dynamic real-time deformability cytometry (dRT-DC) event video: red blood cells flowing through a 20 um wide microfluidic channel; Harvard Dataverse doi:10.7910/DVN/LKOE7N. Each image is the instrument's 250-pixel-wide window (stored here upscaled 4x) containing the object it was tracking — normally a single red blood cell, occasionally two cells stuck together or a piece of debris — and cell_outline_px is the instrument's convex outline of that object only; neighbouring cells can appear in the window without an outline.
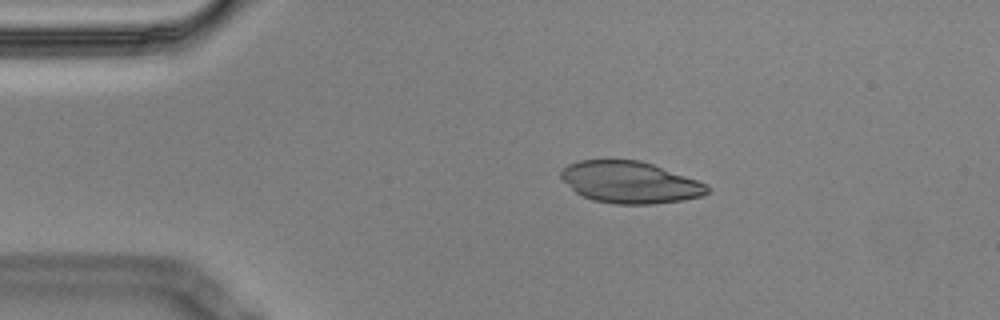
{"species": "Egyptian fruit bat (a non-hibernating species)", "species_latin": "Rousettus aegyptiacus", "temperature_condition": "cold", "stored_images_in_passage": 9, "camera_frame_rate_fps": 3000, "um_per_image_px": 0.085, "animal": {"sex": "male"}, "frame": {"image": 1, "passage_image": 3, "time_ms": 0.667, "image_size_px": [1000, 320], "cell_outline_px": [[708, 192], [700, 196], [684, 200], [652, 204], [612, 204], [592, 200], [576, 192], [560, 176], [560, 168], [568, 164], [580, 160], [640, 160], [652, 164], [708, 184]], "centroid_in_image_um": [53.52, 15.5], "position_along_channel_um": 31.5, "area_um2": 35.43}}
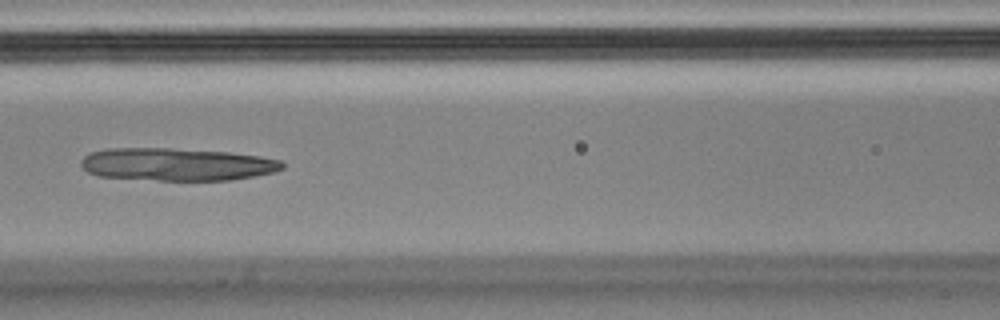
{"frame": {"image": 2, "passage_image": 7, "time_ms": 2.0, "image_size_px": [1000, 320], "cell_outline_px": [[284, 168], [276, 172], [232, 180], [160, 180], [100, 176], [88, 172], [80, 164], [80, 160], [84, 156], [92, 152], [108, 148], [168, 148], [228, 152], [260, 156], [280, 160], [284, 164]], "centroid_in_image_um": [15.05, 13.97], "position_along_channel_um": 151.5, "area_um2": 38.26}}
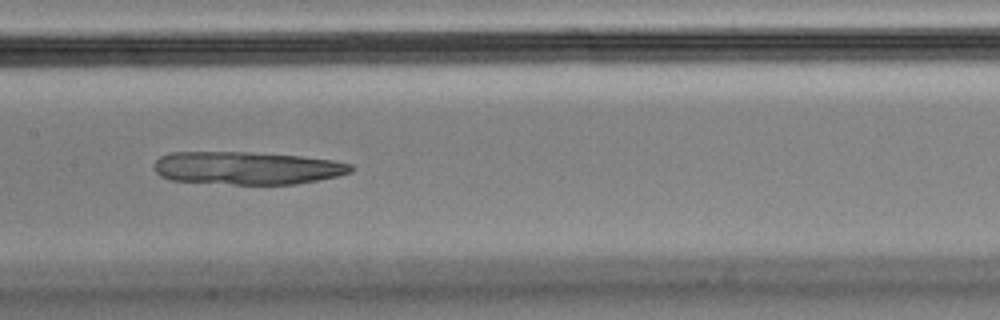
{"frame": {"image": 3, "passage_image": 8, "time_ms": 2.333, "image_size_px": [1000, 320], "cell_outline_px": [[352, 172], [340, 176], [296, 184], [232, 184], [168, 180], [160, 176], [156, 172], [156, 160], [160, 156], [168, 152], [248, 152], [300, 156], [332, 160], [352, 164]], "centroid_in_image_um": [21.0, 14.28], "position_along_channel_um": 186.4, "area_um2": 37.74}}